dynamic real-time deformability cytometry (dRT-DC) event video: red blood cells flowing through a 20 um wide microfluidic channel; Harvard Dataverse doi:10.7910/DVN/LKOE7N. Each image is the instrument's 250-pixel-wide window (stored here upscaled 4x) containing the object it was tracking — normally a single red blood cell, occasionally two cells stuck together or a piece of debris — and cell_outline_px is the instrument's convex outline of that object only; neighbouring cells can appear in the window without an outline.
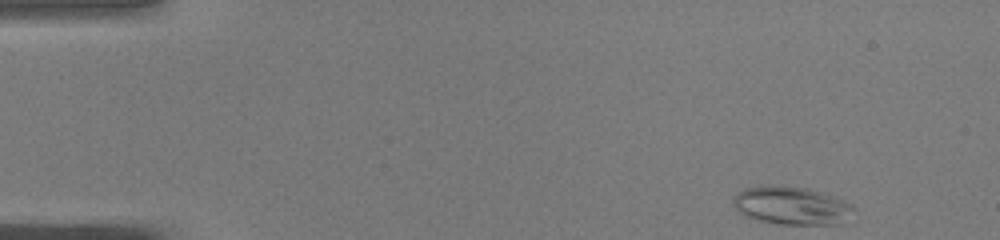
{"species": "common noctule bat (a hibernating species)", "species_latin": "Nyctalus noctula", "temperature_condition": "warm", "stored_images_in_passage": 46, "camera_frame_rate_fps": 3000, "um_per_image_px": 0.085, "animal": {"sex": "male", "body_mass_g": 19.0, "forearm_length_mm": 50.8}, "frame": {"image": 1, "passage_image": 1, "time_ms": 0.0, "image_size_px": [1000, 240], "cell_outline_px": [[852, 208], [844, 224], [780, 224], [756, 220], [744, 216], [732, 204], [732, 200], [736, 192], [744, 188], [760, 184], [768, 184], [808, 188], [832, 196], [852, 204]], "centroid_in_image_um": [67.19, 17.46], "position_along_channel_um": 17.8, "area_um2": 26.93}}
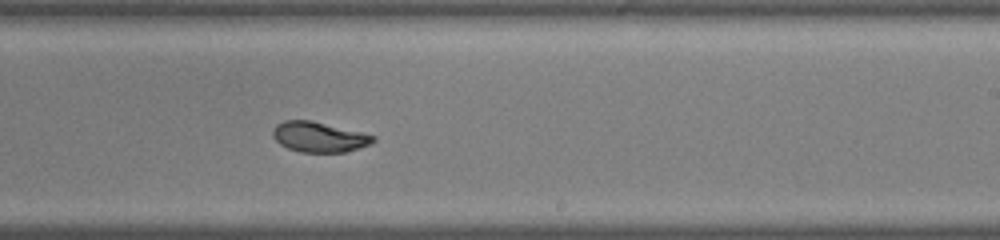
{"frame": {"image": 2, "passage_image": 27, "time_ms": 8.667, "image_size_px": [1000, 240], "cell_outline_px": [[376, 140], [372, 144], [360, 148], [344, 152], [300, 152], [288, 148], [280, 144], [272, 136], [272, 128], [276, 124], [284, 120], [312, 120], [376, 136]], "centroid_in_image_um": [27.11, 11.64], "position_along_channel_um": 261.9, "area_um2": 17.8}}
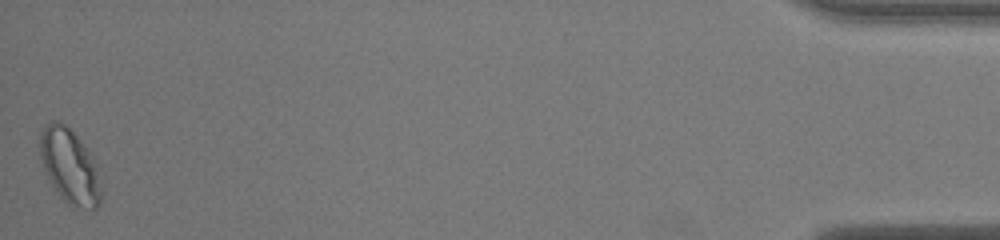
{"frame": {"image": 3, "passage_image": 46, "time_ms": 15.0, "image_size_px": [1000, 240], "cell_outline_px": [[104, 180], [100, 204], [96, 208], [72, 208], [60, 196], [52, 184], [44, 168], [40, 156], [40, 132], [44, 124], [52, 120], [60, 120], [76, 136], [96, 160]], "centroid_in_image_um": [5.99, 14.15], "position_along_channel_um": 429.2, "area_um2": 27.22}, "authors_computed_cell_mechanics": {"area_um2": 19.2185, "velocity_mm_per_s": 4.046, "shape_relaxation_time_tau1_ms": 2.4103, "shape_relaxation_time_tau2_ms": 2.4445, "deformation_change_tau1": 0.1444, "deformation_change_tau2": 0.0662}}